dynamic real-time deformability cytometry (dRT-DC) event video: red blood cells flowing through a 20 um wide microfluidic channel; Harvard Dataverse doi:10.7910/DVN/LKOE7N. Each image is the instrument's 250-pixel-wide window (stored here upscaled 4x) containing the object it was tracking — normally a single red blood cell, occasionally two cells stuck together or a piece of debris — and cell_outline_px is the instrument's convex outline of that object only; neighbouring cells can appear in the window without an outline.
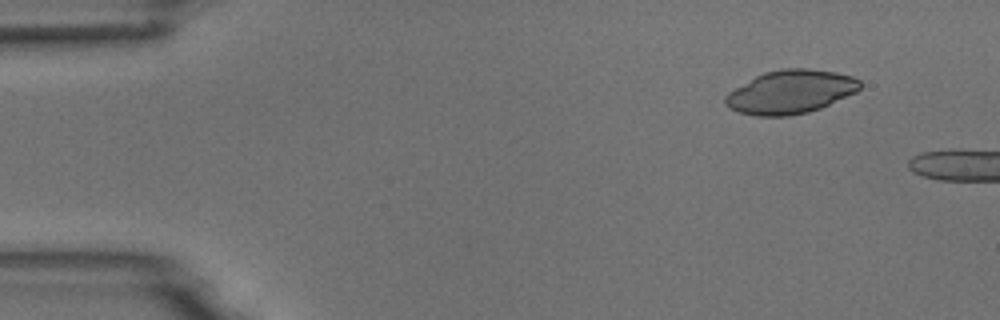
{"species": "common noctule bat (a hibernating species)", "species_latin": "Nyctalus noctula", "temperature_condition": "room temperature", "stored_images_in_passage": 5, "camera_frame_rate_fps": 3000, "um_per_image_px": 0.085, "animal": {"sex": "male", "body_mass_g": 18.8}, "frame": {"image": 1, "passage_image": 2, "time_ms": 1.333, "image_size_px": [1000, 320], "cell_outline_px": [[864, 84], [856, 92], [820, 108], [808, 112], [788, 116], [756, 116], [740, 112], [728, 108], [724, 104], [724, 96], [728, 92], [756, 76], [764, 72], [784, 68], [808, 68], [836, 72], [852, 76], [860, 80]], "centroid_in_image_um": [67.19, 7.81], "position_along_channel_um": 17.8, "area_um2": 34.22}}